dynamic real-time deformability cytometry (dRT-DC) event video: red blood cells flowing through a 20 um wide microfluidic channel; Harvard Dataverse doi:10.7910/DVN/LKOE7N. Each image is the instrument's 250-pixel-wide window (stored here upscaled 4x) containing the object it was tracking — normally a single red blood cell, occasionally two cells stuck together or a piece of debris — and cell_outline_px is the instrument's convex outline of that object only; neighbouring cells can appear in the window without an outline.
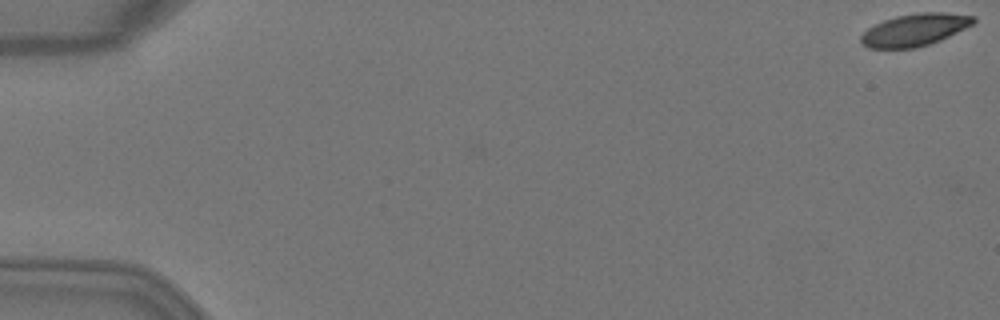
{"species": "Egyptian fruit bat (a non-hibernating species)", "species_latin": "Rousettus aegyptiacus", "temperature_condition": "warm", "stored_images_in_passage": 15, "camera_frame_rate_fps": 3000, "um_per_image_px": 0.085, "animal": {"sex": "female"}, "frame": {"image": 1, "passage_image": 1, "time_ms": 0.0, "image_size_px": [1000, 320], "cell_outline_px": [[976, 20], [972, 24], [940, 40], [916, 48], [868, 48], [860, 40], [860, 36], [868, 28], [884, 20], [896, 16], [920, 12], [944, 12], [976, 16]], "centroid_in_image_um": [77.75, 2.53], "position_along_channel_um": 7.3, "area_um2": 20.92}}